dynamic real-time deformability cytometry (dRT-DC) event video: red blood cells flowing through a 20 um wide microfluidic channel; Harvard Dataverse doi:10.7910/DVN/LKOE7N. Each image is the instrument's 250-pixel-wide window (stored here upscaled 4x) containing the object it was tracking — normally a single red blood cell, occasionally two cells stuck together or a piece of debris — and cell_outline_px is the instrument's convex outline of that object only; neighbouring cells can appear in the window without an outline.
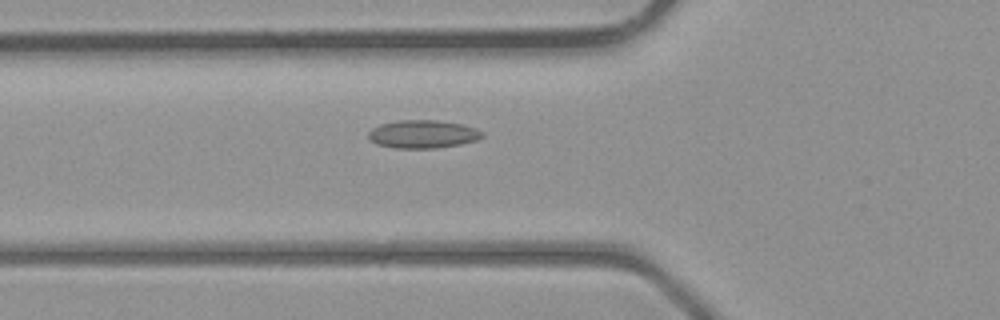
{"species": "common noctule bat (a hibernating species)", "species_latin": "Nyctalus noctula", "temperature_condition": "room temperature", "stored_images_in_passage": 5, "camera_frame_rate_fps": 3000, "um_per_image_px": 0.085, "animal": {"sex": "male", "body_mass_g": 23.1, "forearm_length_mm": 52.7}, "frame": {"image": 1, "passage_image": 5, "time_ms": 4.667, "image_size_px": [1000, 320], "cell_outline_px": [[484, 136], [476, 140], [460, 144], [436, 148], [396, 148], [376, 144], [368, 136], [368, 132], [372, 128], [380, 124], [400, 120], [436, 120], [464, 124], [476, 128], [484, 132]], "centroid_in_image_um": [35.97, 11.39], "position_along_channel_um": 89.8, "area_um2": 18.67}}